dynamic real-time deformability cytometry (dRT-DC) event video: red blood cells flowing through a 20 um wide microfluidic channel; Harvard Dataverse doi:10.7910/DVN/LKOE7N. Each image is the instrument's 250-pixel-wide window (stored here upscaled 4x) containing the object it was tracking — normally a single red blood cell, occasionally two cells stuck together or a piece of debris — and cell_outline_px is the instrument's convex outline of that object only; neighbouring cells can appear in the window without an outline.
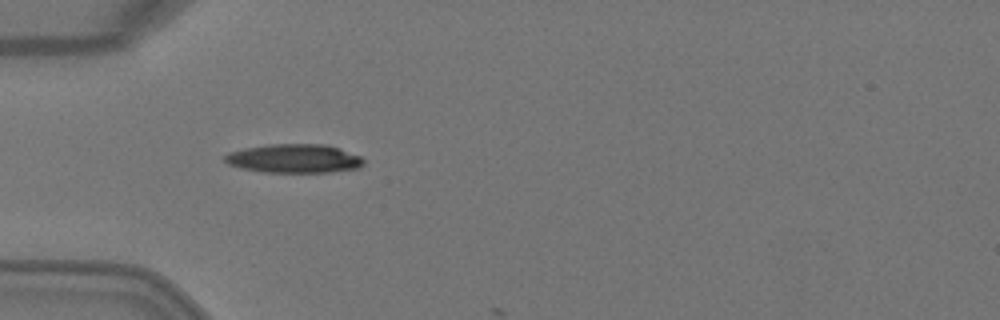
{"species": "Egyptian fruit bat (a non-hibernating species)", "species_latin": "Rousettus aegyptiacus", "temperature_condition": "warm", "stored_images_in_passage": 4, "camera_frame_rate_fps": 3000, "um_per_image_px": 0.085, "animal": {"sex": "female"}, "frame": {"image": 1, "passage_image": 3, "time_ms": 0.667, "image_size_px": [1000, 320], "cell_outline_px": [[364, 164], [360, 168], [332, 172], [264, 172], [240, 168], [228, 164], [224, 160], [224, 156], [228, 152], [244, 148], [268, 144], [324, 144], [340, 148], [360, 156], [364, 160]], "centroid_in_image_um": [25.0, 13.47], "position_along_channel_um": 60.0, "area_um2": 23.47}}
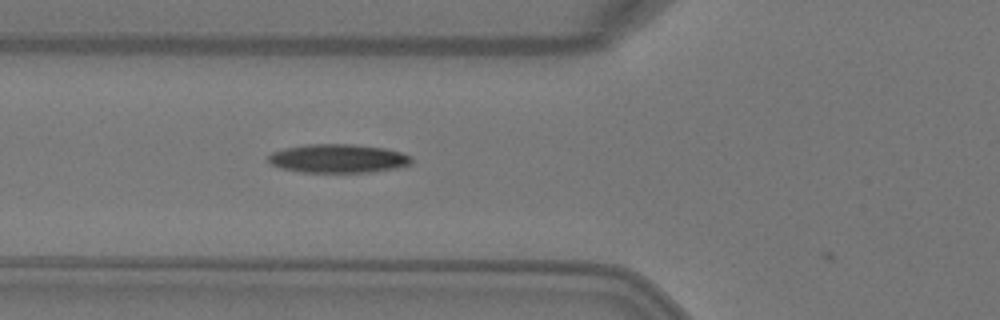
{"frame": {"image": 2, "passage_image": 4, "time_ms": 1.0, "image_size_px": [1000, 320], "cell_outline_px": [[412, 164], [396, 168], [372, 172], [300, 172], [280, 168], [272, 164], [268, 160], [268, 156], [272, 152], [284, 148], [304, 144], [356, 144], [384, 148], [400, 152], [412, 156]], "centroid_in_image_um": [28.74, 13.47], "position_along_channel_um": 97.1, "area_um2": 24.1}}